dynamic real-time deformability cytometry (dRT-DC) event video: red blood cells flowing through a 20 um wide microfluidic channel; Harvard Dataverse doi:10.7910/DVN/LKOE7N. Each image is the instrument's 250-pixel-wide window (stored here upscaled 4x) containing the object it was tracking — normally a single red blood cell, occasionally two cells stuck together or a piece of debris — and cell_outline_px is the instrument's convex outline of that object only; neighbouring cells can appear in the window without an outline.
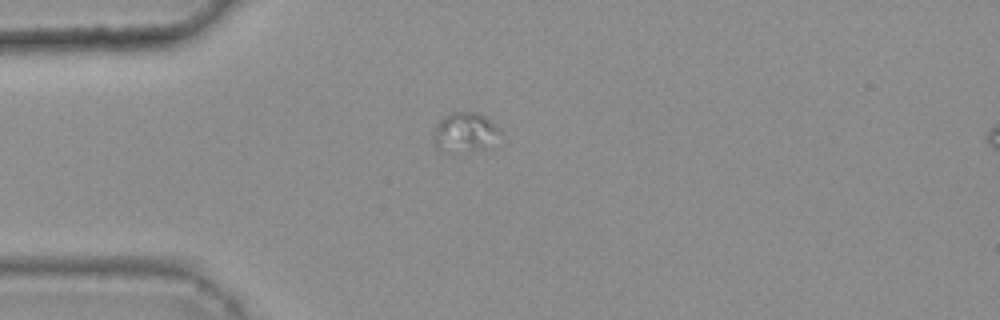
{"species": "common noctule bat (a hibernating species)", "species_latin": "Nyctalus noctula", "temperature_condition": "warm", "stored_images_in_passage": 48, "segment_of_instrument_passage": [2, 2], "camera_frame_rate_fps": 3000, "um_per_image_px": 0.085, "animal": {"sex": "female", "body_mass_g": 25.1}, "frame": {"image": 1, "passage_image": 13, "time_ms": 4.0, "image_size_px": [1000, 320], "cell_outline_px": [[500, 132], [488, 148], [452, 156], [436, 148], [436, 124], [448, 112], [480, 112]], "centroid_in_image_um": [39.48, 11.3], "position_along_channel_um": 45.5, "area_um2": 15.49}}